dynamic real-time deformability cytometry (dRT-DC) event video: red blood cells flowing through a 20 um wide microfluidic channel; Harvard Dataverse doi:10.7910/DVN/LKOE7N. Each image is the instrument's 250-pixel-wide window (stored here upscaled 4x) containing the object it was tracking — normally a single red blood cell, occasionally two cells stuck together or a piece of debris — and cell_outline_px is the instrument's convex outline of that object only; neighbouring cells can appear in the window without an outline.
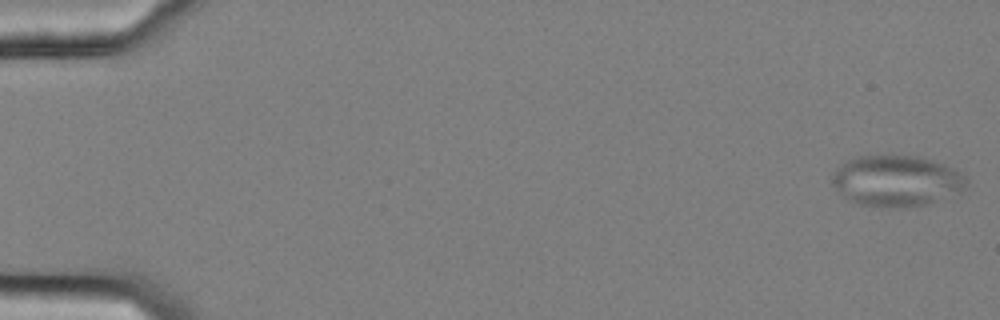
{"species": "common noctule bat (a hibernating species)", "species_latin": "Nyctalus noctula", "temperature_condition": "cold", "stored_images_in_passage": 45, "camera_frame_rate_fps": 3000, "um_per_image_px": 0.085, "animal": {"sex": "female", "body_mass_g": 25.1}, "frame": {"image": 1, "passage_image": 1, "time_ms": 0.0, "image_size_px": [1000, 320], "cell_outline_px": [[968, 184], [964, 188], [928, 204], [904, 208], [896, 208], [860, 204], [848, 200], [832, 184], [832, 176], [836, 168], [844, 160], [856, 156], [884, 152], [892, 152], [920, 156], [956, 168], [968, 180]], "centroid_in_image_um": [76.16, 15.3], "position_along_channel_um": 8.8, "area_um2": 40.92}}
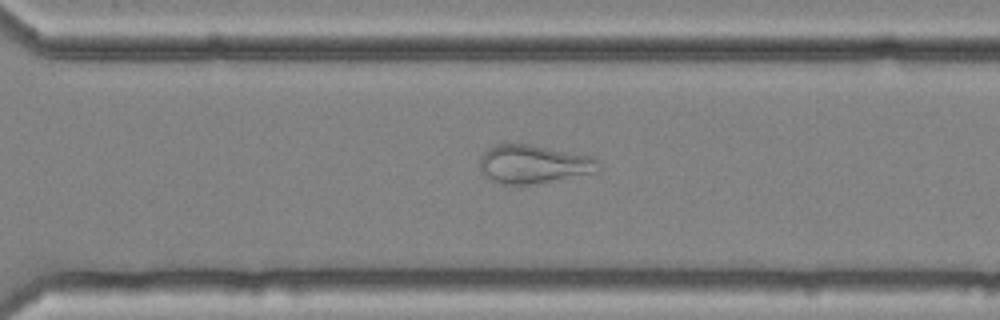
{"frame": {"image": 2, "passage_image": 40, "time_ms": 13.0, "image_size_px": [1000, 320], "cell_outline_px": [[600, 172], [536, 184], [504, 184], [492, 180], [480, 168], [480, 156], [488, 148], [496, 144], [532, 144], [592, 156], [600, 160]], "centroid_in_image_um": [45.43, 13.94], "position_along_channel_um": 325.2, "area_um2": 26.88}}
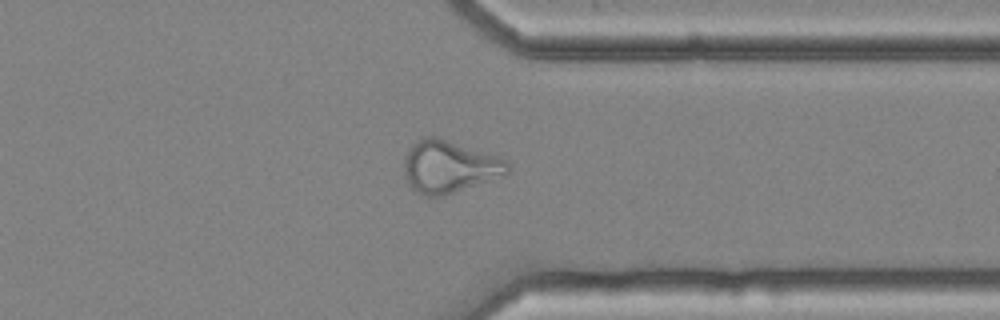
{"frame": {"image": 3, "passage_image": 44, "time_ms": 14.333, "image_size_px": [1000, 320], "cell_outline_px": [[512, 168], [504, 176], [444, 196], [424, 196], [416, 192], [408, 184], [404, 172], [404, 160], [412, 144], [424, 136], [436, 136], [500, 156], [508, 160]], "centroid_in_image_um": [38.23, 14.17], "position_along_channel_um": 373.2, "area_um2": 32.02}}